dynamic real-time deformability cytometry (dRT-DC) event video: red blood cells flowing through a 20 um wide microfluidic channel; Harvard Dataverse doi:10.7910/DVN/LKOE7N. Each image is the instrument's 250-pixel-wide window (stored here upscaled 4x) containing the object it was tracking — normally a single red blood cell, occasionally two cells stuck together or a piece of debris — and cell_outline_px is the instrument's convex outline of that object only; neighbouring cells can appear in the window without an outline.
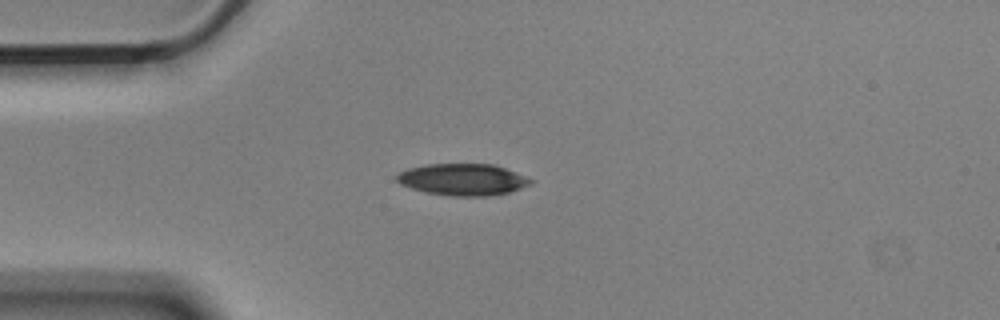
{"species": "Egyptian fruit bat (a non-hibernating species)", "species_latin": "Rousettus aegyptiacus", "temperature_condition": "cold", "stored_images_in_passage": 5, "camera_frame_rate_fps": 3000, "um_per_image_px": 0.085, "animal": {"sex": "male"}, "frame": {"image": 1, "passage_image": 3, "time_ms": 0.667, "image_size_px": [1000, 320], "cell_outline_px": [[536, 180], [532, 184], [508, 192], [488, 196], [452, 196], [424, 192], [400, 184], [396, 180], [396, 176], [400, 172], [408, 168], [424, 164], [492, 164], [504, 168]], "centroid_in_image_um": [39.33, 15.26], "position_along_channel_um": 45.7, "area_um2": 24.74}}
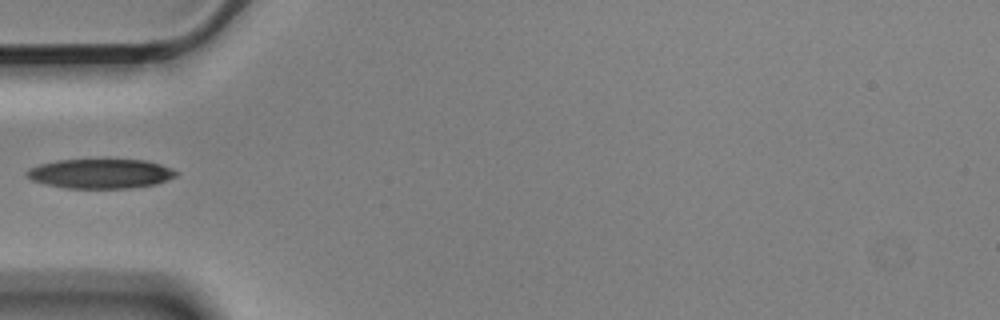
{"frame": {"image": 2, "passage_image": 4, "time_ms": 1.0, "image_size_px": [1000, 320], "cell_outline_px": [[180, 172], [176, 176], [168, 180], [156, 184], [132, 188], [68, 188], [48, 184], [32, 180], [24, 172], [28, 168], [40, 164], [56, 160], [108, 156], [144, 160], [160, 164], [172, 168]], "centroid_in_image_um": [8.58, 14.7], "position_along_channel_um": 76.4, "area_um2": 26.93}}
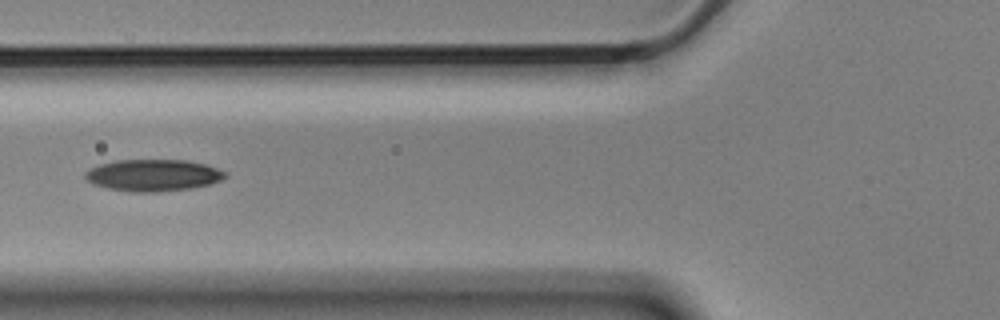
{"frame": {"image": 3, "passage_image": 5, "time_ms": 1.333, "image_size_px": [1000, 320], "cell_outline_px": [[228, 176], [220, 180], [208, 184], [192, 188], [156, 192], [132, 192], [108, 188], [92, 184], [84, 176], [84, 172], [100, 164], [116, 160], [188, 160], [204, 164], [228, 172]], "centroid_in_image_um": [13.02, 14.89], "position_along_channel_um": 112.8, "area_um2": 25.89}}